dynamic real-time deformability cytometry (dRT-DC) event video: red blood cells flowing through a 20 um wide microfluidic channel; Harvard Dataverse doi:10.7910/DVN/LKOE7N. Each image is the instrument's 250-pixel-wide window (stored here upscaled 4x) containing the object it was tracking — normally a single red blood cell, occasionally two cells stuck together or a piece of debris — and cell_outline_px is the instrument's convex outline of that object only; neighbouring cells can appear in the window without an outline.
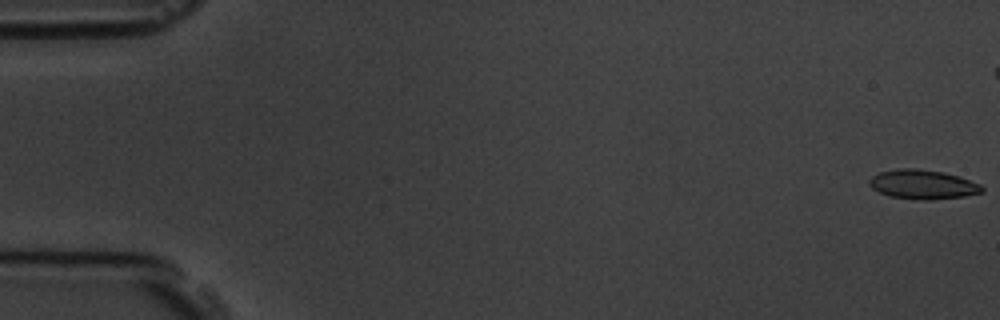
{"species": "common noctule bat (a hibernating species)", "species_latin": "Nyctalus noctula", "temperature_condition": "room temperature", "stored_images_in_passage": 9, "camera_frame_rate_fps": 3000, "um_per_image_px": 0.085, "animal": {"sex": "male", "body_mass_g": 19.5, "forearm_length_mm": 54.6}, "frame": {"image": 1, "passage_image": 1, "time_ms": 0.0, "image_size_px": [1000, 320], "cell_outline_px": [[984, 192], [964, 196], [932, 200], [920, 200], [888, 196], [872, 188], [868, 184], [868, 180], [872, 176], [880, 172], [896, 168], [916, 168], [944, 172], [960, 176], [980, 184], [984, 188]], "centroid_in_image_um": [78.44, 15.67], "position_along_channel_um": 6.6, "area_um2": 19.48}}
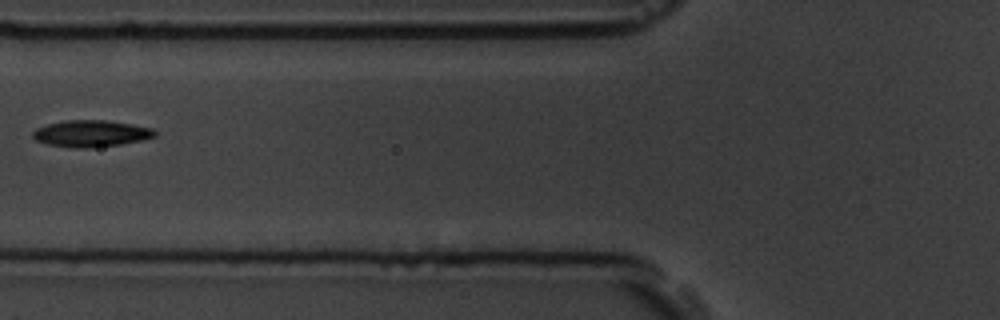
{"frame": {"image": 2, "passage_image": 8, "time_ms": 9.0, "image_size_px": [1000, 320], "cell_outline_px": [[156, 136], [144, 140], [120, 144], [92, 148], [72, 148], [48, 144], [36, 140], [32, 136], [32, 132], [36, 128], [48, 124], [64, 120], [104, 120], [132, 124], [152, 128], [156, 132]], "centroid_in_image_um": [7.74, 11.35], "position_along_channel_um": 118.1, "area_um2": 19.02}}
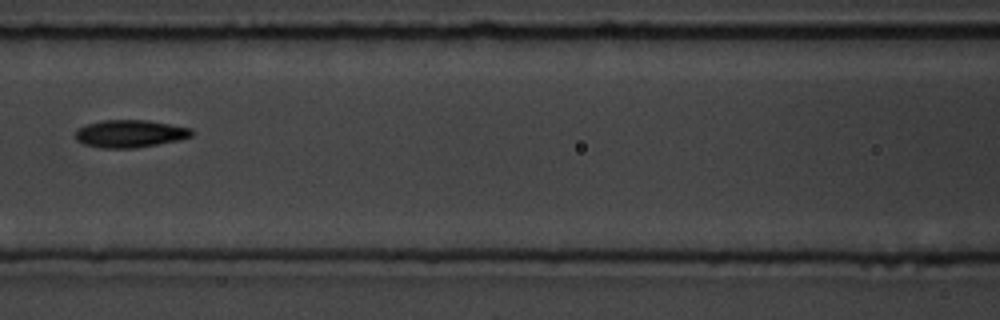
{"frame": {"image": 3, "passage_image": 9, "time_ms": 10.0, "image_size_px": [1000, 320], "cell_outline_px": [[196, 132], [192, 136], [180, 140], [136, 148], [104, 148], [84, 144], [76, 140], [76, 132], [80, 128], [88, 124], [104, 120], [148, 120], [192, 128]], "centroid_in_image_um": [11.12, 11.36], "position_along_channel_um": 155.5, "area_um2": 18.67}}